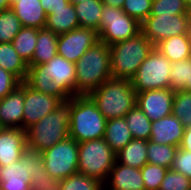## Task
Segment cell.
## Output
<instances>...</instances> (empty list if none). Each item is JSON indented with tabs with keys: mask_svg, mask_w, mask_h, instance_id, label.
I'll list each match as a JSON object with an SVG mask.
<instances>
[{
	"mask_svg": "<svg viewBox=\"0 0 191 190\" xmlns=\"http://www.w3.org/2000/svg\"><path fill=\"white\" fill-rule=\"evenodd\" d=\"M72 98L61 101L57 108L25 130L27 150L41 153L70 137Z\"/></svg>",
	"mask_w": 191,
	"mask_h": 190,
	"instance_id": "obj_1",
	"label": "cell"
},
{
	"mask_svg": "<svg viewBox=\"0 0 191 190\" xmlns=\"http://www.w3.org/2000/svg\"><path fill=\"white\" fill-rule=\"evenodd\" d=\"M76 95H89L102 83L113 78L109 45L98 41L75 63Z\"/></svg>",
	"mask_w": 191,
	"mask_h": 190,
	"instance_id": "obj_2",
	"label": "cell"
},
{
	"mask_svg": "<svg viewBox=\"0 0 191 190\" xmlns=\"http://www.w3.org/2000/svg\"><path fill=\"white\" fill-rule=\"evenodd\" d=\"M89 96L107 120L125 117L137 105V92L128 79L111 78Z\"/></svg>",
	"mask_w": 191,
	"mask_h": 190,
	"instance_id": "obj_3",
	"label": "cell"
},
{
	"mask_svg": "<svg viewBox=\"0 0 191 190\" xmlns=\"http://www.w3.org/2000/svg\"><path fill=\"white\" fill-rule=\"evenodd\" d=\"M154 47L142 32L109 45L113 78L131 80Z\"/></svg>",
	"mask_w": 191,
	"mask_h": 190,
	"instance_id": "obj_4",
	"label": "cell"
},
{
	"mask_svg": "<svg viewBox=\"0 0 191 190\" xmlns=\"http://www.w3.org/2000/svg\"><path fill=\"white\" fill-rule=\"evenodd\" d=\"M107 119L89 95L72 97L70 137L78 143L104 137Z\"/></svg>",
	"mask_w": 191,
	"mask_h": 190,
	"instance_id": "obj_5",
	"label": "cell"
},
{
	"mask_svg": "<svg viewBox=\"0 0 191 190\" xmlns=\"http://www.w3.org/2000/svg\"><path fill=\"white\" fill-rule=\"evenodd\" d=\"M78 173L105 183L116 162V153L103 139L78 143Z\"/></svg>",
	"mask_w": 191,
	"mask_h": 190,
	"instance_id": "obj_6",
	"label": "cell"
},
{
	"mask_svg": "<svg viewBox=\"0 0 191 190\" xmlns=\"http://www.w3.org/2000/svg\"><path fill=\"white\" fill-rule=\"evenodd\" d=\"M171 68L172 62L154 47L131 79L132 86L137 93L170 88Z\"/></svg>",
	"mask_w": 191,
	"mask_h": 190,
	"instance_id": "obj_7",
	"label": "cell"
},
{
	"mask_svg": "<svg viewBox=\"0 0 191 190\" xmlns=\"http://www.w3.org/2000/svg\"><path fill=\"white\" fill-rule=\"evenodd\" d=\"M47 172L40 153L26 150L21 158L0 166V190H31L30 176Z\"/></svg>",
	"mask_w": 191,
	"mask_h": 190,
	"instance_id": "obj_8",
	"label": "cell"
},
{
	"mask_svg": "<svg viewBox=\"0 0 191 190\" xmlns=\"http://www.w3.org/2000/svg\"><path fill=\"white\" fill-rule=\"evenodd\" d=\"M99 41L107 45L135 37L141 32V23L122 9L103 4Z\"/></svg>",
	"mask_w": 191,
	"mask_h": 190,
	"instance_id": "obj_9",
	"label": "cell"
},
{
	"mask_svg": "<svg viewBox=\"0 0 191 190\" xmlns=\"http://www.w3.org/2000/svg\"><path fill=\"white\" fill-rule=\"evenodd\" d=\"M78 142L71 137L40 153L47 173L62 180L78 173Z\"/></svg>",
	"mask_w": 191,
	"mask_h": 190,
	"instance_id": "obj_10",
	"label": "cell"
},
{
	"mask_svg": "<svg viewBox=\"0 0 191 190\" xmlns=\"http://www.w3.org/2000/svg\"><path fill=\"white\" fill-rule=\"evenodd\" d=\"M189 29L188 14L149 15L141 23V32L154 46L164 39L181 34H189Z\"/></svg>",
	"mask_w": 191,
	"mask_h": 190,
	"instance_id": "obj_11",
	"label": "cell"
},
{
	"mask_svg": "<svg viewBox=\"0 0 191 190\" xmlns=\"http://www.w3.org/2000/svg\"><path fill=\"white\" fill-rule=\"evenodd\" d=\"M27 74L50 77L70 97L75 96L76 67L63 56L56 55L46 64L28 65Z\"/></svg>",
	"mask_w": 191,
	"mask_h": 190,
	"instance_id": "obj_12",
	"label": "cell"
},
{
	"mask_svg": "<svg viewBox=\"0 0 191 190\" xmlns=\"http://www.w3.org/2000/svg\"><path fill=\"white\" fill-rule=\"evenodd\" d=\"M98 41L99 34L96 30L79 27L58 36L57 54L76 63Z\"/></svg>",
	"mask_w": 191,
	"mask_h": 190,
	"instance_id": "obj_13",
	"label": "cell"
},
{
	"mask_svg": "<svg viewBox=\"0 0 191 190\" xmlns=\"http://www.w3.org/2000/svg\"><path fill=\"white\" fill-rule=\"evenodd\" d=\"M62 100L51 94L40 93L24 81V109L22 129L25 131L45 115L54 111Z\"/></svg>",
	"mask_w": 191,
	"mask_h": 190,
	"instance_id": "obj_14",
	"label": "cell"
},
{
	"mask_svg": "<svg viewBox=\"0 0 191 190\" xmlns=\"http://www.w3.org/2000/svg\"><path fill=\"white\" fill-rule=\"evenodd\" d=\"M175 91L171 88L145 90L137 93V106L151 120L172 114Z\"/></svg>",
	"mask_w": 191,
	"mask_h": 190,
	"instance_id": "obj_15",
	"label": "cell"
},
{
	"mask_svg": "<svg viewBox=\"0 0 191 190\" xmlns=\"http://www.w3.org/2000/svg\"><path fill=\"white\" fill-rule=\"evenodd\" d=\"M23 109L24 81L14 91L0 99L1 127L22 129Z\"/></svg>",
	"mask_w": 191,
	"mask_h": 190,
	"instance_id": "obj_16",
	"label": "cell"
},
{
	"mask_svg": "<svg viewBox=\"0 0 191 190\" xmlns=\"http://www.w3.org/2000/svg\"><path fill=\"white\" fill-rule=\"evenodd\" d=\"M27 150L26 133L20 128L0 130V166L15 162Z\"/></svg>",
	"mask_w": 191,
	"mask_h": 190,
	"instance_id": "obj_17",
	"label": "cell"
},
{
	"mask_svg": "<svg viewBox=\"0 0 191 190\" xmlns=\"http://www.w3.org/2000/svg\"><path fill=\"white\" fill-rule=\"evenodd\" d=\"M185 126L173 114L152 121L150 141L180 147Z\"/></svg>",
	"mask_w": 191,
	"mask_h": 190,
	"instance_id": "obj_18",
	"label": "cell"
},
{
	"mask_svg": "<svg viewBox=\"0 0 191 190\" xmlns=\"http://www.w3.org/2000/svg\"><path fill=\"white\" fill-rule=\"evenodd\" d=\"M106 190H145L140 169L115 162L104 183Z\"/></svg>",
	"mask_w": 191,
	"mask_h": 190,
	"instance_id": "obj_19",
	"label": "cell"
},
{
	"mask_svg": "<svg viewBox=\"0 0 191 190\" xmlns=\"http://www.w3.org/2000/svg\"><path fill=\"white\" fill-rule=\"evenodd\" d=\"M11 10L19 18L23 27L44 28L47 14L40 0H10Z\"/></svg>",
	"mask_w": 191,
	"mask_h": 190,
	"instance_id": "obj_20",
	"label": "cell"
},
{
	"mask_svg": "<svg viewBox=\"0 0 191 190\" xmlns=\"http://www.w3.org/2000/svg\"><path fill=\"white\" fill-rule=\"evenodd\" d=\"M79 27V20L72 3H69L64 8L53 9V12L46 17L45 28L50 29L57 35Z\"/></svg>",
	"mask_w": 191,
	"mask_h": 190,
	"instance_id": "obj_21",
	"label": "cell"
},
{
	"mask_svg": "<svg viewBox=\"0 0 191 190\" xmlns=\"http://www.w3.org/2000/svg\"><path fill=\"white\" fill-rule=\"evenodd\" d=\"M103 139L115 153L125 147L133 139L125 117L108 119Z\"/></svg>",
	"mask_w": 191,
	"mask_h": 190,
	"instance_id": "obj_22",
	"label": "cell"
},
{
	"mask_svg": "<svg viewBox=\"0 0 191 190\" xmlns=\"http://www.w3.org/2000/svg\"><path fill=\"white\" fill-rule=\"evenodd\" d=\"M172 63L191 57L189 34H181L162 40L155 46Z\"/></svg>",
	"mask_w": 191,
	"mask_h": 190,
	"instance_id": "obj_23",
	"label": "cell"
},
{
	"mask_svg": "<svg viewBox=\"0 0 191 190\" xmlns=\"http://www.w3.org/2000/svg\"><path fill=\"white\" fill-rule=\"evenodd\" d=\"M56 33L47 28H40L32 61L28 65L46 64L57 55Z\"/></svg>",
	"mask_w": 191,
	"mask_h": 190,
	"instance_id": "obj_24",
	"label": "cell"
},
{
	"mask_svg": "<svg viewBox=\"0 0 191 190\" xmlns=\"http://www.w3.org/2000/svg\"><path fill=\"white\" fill-rule=\"evenodd\" d=\"M116 161L129 167L141 169L148 163L147 140L133 138L116 153Z\"/></svg>",
	"mask_w": 191,
	"mask_h": 190,
	"instance_id": "obj_25",
	"label": "cell"
},
{
	"mask_svg": "<svg viewBox=\"0 0 191 190\" xmlns=\"http://www.w3.org/2000/svg\"><path fill=\"white\" fill-rule=\"evenodd\" d=\"M79 20V26L83 28L100 30L103 3L101 0H86L74 4Z\"/></svg>",
	"mask_w": 191,
	"mask_h": 190,
	"instance_id": "obj_26",
	"label": "cell"
},
{
	"mask_svg": "<svg viewBox=\"0 0 191 190\" xmlns=\"http://www.w3.org/2000/svg\"><path fill=\"white\" fill-rule=\"evenodd\" d=\"M0 67L14 74L21 82L26 80L28 65L17 53L12 43H0Z\"/></svg>",
	"mask_w": 191,
	"mask_h": 190,
	"instance_id": "obj_27",
	"label": "cell"
},
{
	"mask_svg": "<svg viewBox=\"0 0 191 190\" xmlns=\"http://www.w3.org/2000/svg\"><path fill=\"white\" fill-rule=\"evenodd\" d=\"M39 28L22 27L11 42L17 53L28 65L34 55Z\"/></svg>",
	"mask_w": 191,
	"mask_h": 190,
	"instance_id": "obj_28",
	"label": "cell"
},
{
	"mask_svg": "<svg viewBox=\"0 0 191 190\" xmlns=\"http://www.w3.org/2000/svg\"><path fill=\"white\" fill-rule=\"evenodd\" d=\"M125 120L133 138L149 140L152 121L136 105L126 115Z\"/></svg>",
	"mask_w": 191,
	"mask_h": 190,
	"instance_id": "obj_29",
	"label": "cell"
},
{
	"mask_svg": "<svg viewBox=\"0 0 191 190\" xmlns=\"http://www.w3.org/2000/svg\"><path fill=\"white\" fill-rule=\"evenodd\" d=\"M179 147L147 141L148 163L171 169Z\"/></svg>",
	"mask_w": 191,
	"mask_h": 190,
	"instance_id": "obj_30",
	"label": "cell"
},
{
	"mask_svg": "<svg viewBox=\"0 0 191 190\" xmlns=\"http://www.w3.org/2000/svg\"><path fill=\"white\" fill-rule=\"evenodd\" d=\"M104 183L94 177L73 174L59 181L58 190H103Z\"/></svg>",
	"mask_w": 191,
	"mask_h": 190,
	"instance_id": "obj_31",
	"label": "cell"
},
{
	"mask_svg": "<svg viewBox=\"0 0 191 190\" xmlns=\"http://www.w3.org/2000/svg\"><path fill=\"white\" fill-rule=\"evenodd\" d=\"M25 82L40 93L54 95L62 101L70 99V97L50 77L41 76V74H27Z\"/></svg>",
	"mask_w": 191,
	"mask_h": 190,
	"instance_id": "obj_32",
	"label": "cell"
},
{
	"mask_svg": "<svg viewBox=\"0 0 191 190\" xmlns=\"http://www.w3.org/2000/svg\"><path fill=\"white\" fill-rule=\"evenodd\" d=\"M19 18L11 9L0 12V43H11L22 28Z\"/></svg>",
	"mask_w": 191,
	"mask_h": 190,
	"instance_id": "obj_33",
	"label": "cell"
},
{
	"mask_svg": "<svg viewBox=\"0 0 191 190\" xmlns=\"http://www.w3.org/2000/svg\"><path fill=\"white\" fill-rule=\"evenodd\" d=\"M191 77V57L172 63L170 71V88L174 91L183 90Z\"/></svg>",
	"mask_w": 191,
	"mask_h": 190,
	"instance_id": "obj_34",
	"label": "cell"
},
{
	"mask_svg": "<svg viewBox=\"0 0 191 190\" xmlns=\"http://www.w3.org/2000/svg\"><path fill=\"white\" fill-rule=\"evenodd\" d=\"M172 114L179 118L185 127L191 125V93L175 91Z\"/></svg>",
	"mask_w": 191,
	"mask_h": 190,
	"instance_id": "obj_35",
	"label": "cell"
},
{
	"mask_svg": "<svg viewBox=\"0 0 191 190\" xmlns=\"http://www.w3.org/2000/svg\"><path fill=\"white\" fill-rule=\"evenodd\" d=\"M188 14L184 0H153L150 15Z\"/></svg>",
	"mask_w": 191,
	"mask_h": 190,
	"instance_id": "obj_36",
	"label": "cell"
},
{
	"mask_svg": "<svg viewBox=\"0 0 191 190\" xmlns=\"http://www.w3.org/2000/svg\"><path fill=\"white\" fill-rule=\"evenodd\" d=\"M167 168L151 163L145 164L141 169L145 190H159Z\"/></svg>",
	"mask_w": 191,
	"mask_h": 190,
	"instance_id": "obj_37",
	"label": "cell"
},
{
	"mask_svg": "<svg viewBox=\"0 0 191 190\" xmlns=\"http://www.w3.org/2000/svg\"><path fill=\"white\" fill-rule=\"evenodd\" d=\"M153 0H125L122 10L142 23L151 12Z\"/></svg>",
	"mask_w": 191,
	"mask_h": 190,
	"instance_id": "obj_38",
	"label": "cell"
},
{
	"mask_svg": "<svg viewBox=\"0 0 191 190\" xmlns=\"http://www.w3.org/2000/svg\"><path fill=\"white\" fill-rule=\"evenodd\" d=\"M191 180L185 175L168 169L159 190H190Z\"/></svg>",
	"mask_w": 191,
	"mask_h": 190,
	"instance_id": "obj_39",
	"label": "cell"
},
{
	"mask_svg": "<svg viewBox=\"0 0 191 190\" xmlns=\"http://www.w3.org/2000/svg\"><path fill=\"white\" fill-rule=\"evenodd\" d=\"M31 190H58L59 180L47 172L30 176Z\"/></svg>",
	"mask_w": 191,
	"mask_h": 190,
	"instance_id": "obj_40",
	"label": "cell"
},
{
	"mask_svg": "<svg viewBox=\"0 0 191 190\" xmlns=\"http://www.w3.org/2000/svg\"><path fill=\"white\" fill-rule=\"evenodd\" d=\"M171 169L185 175L191 180V152L179 147Z\"/></svg>",
	"mask_w": 191,
	"mask_h": 190,
	"instance_id": "obj_41",
	"label": "cell"
},
{
	"mask_svg": "<svg viewBox=\"0 0 191 190\" xmlns=\"http://www.w3.org/2000/svg\"><path fill=\"white\" fill-rule=\"evenodd\" d=\"M21 81L12 73L0 67V99L14 91Z\"/></svg>",
	"mask_w": 191,
	"mask_h": 190,
	"instance_id": "obj_42",
	"label": "cell"
},
{
	"mask_svg": "<svg viewBox=\"0 0 191 190\" xmlns=\"http://www.w3.org/2000/svg\"><path fill=\"white\" fill-rule=\"evenodd\" d=\"M69 3V0H40L47 15L51 14L53 9L64 8Z\"/></svg>",
	"mask_w": 191,
	"mask_h": 190,
	"instance_id": "obj_43",
	"label": "cell"
},
{
	"mask_svg": "<svg viewBox=\"0 0 191 190\" xmlns=\"http://www.w3.org/2000/svg\"><path fill=\"white\" fill-rule=\"evenodd\" d=\"M180 148L191 152V125L186 126L184 129L183 139Z\"/></svg>",
	"mask_w": 191,
	"mask_h": 190,
	"instance_id": "obj_44",
	"label": "cell"
},
{
	"mask_svg": "<svg viewBox=\"0 0 191 190\" xmlns=\"http://www.w3.org/2000/svg\"><path fill=\"white\" fill-rule=\"evenodd\" d=\"M101 2L103 4L109 5V6H113V7H117V8H122L125 0H101Z\"/></svg>",
	"mask_w": 191,
	"mask_h": 190,
	"instance_id": "obj_45",
	"label": "cell"
},
{
	"mask_svg": "<svg viewBox=\"0 0 191 190\" xmlns=\"http://www.w3.org/2000/svg\"><path fill=\"white\" fill-rule=\"evenodd\" d=\"M10 8H11L10 0H0V12Z\"/></svg>",
	"mask_w": 191,
	"mask_h": 190,
	"instance_id": "obj_46",
	"label": "cell"
},
{
	"mask_svg": "<svg viewBox=\"0 0 191 190\" xmlns=\"http://www.w3.org/2000/svg\"><path fill=\"white\" fill-rule=\"evenodd\" d=\"M184 92L191 93V77L190 82H187L186 87L183 89Z\"/></svg>",
	"mask_w": 191,
	"mask_h": 190,
	"instance_id": "obj_47",
	"label": "cell"
},
{
	"mask_svg": "<svg viewBox=\"0 0 191 190\" xmlns=\"http://www.w3.org/2000/svg\"><path fill=\"white\" fill-rule=\"evenodd\" d=\"M189 24L191 26V5L188 7Z\"/></svg>",
	"mask_w": 191,
	"mask_h": 190,
	"instance_id": "obj_48",
	"label": "cell"
},
{
	"mask_svg": "<svg viewBox=\"0 0 191 190\" xmlns=\"http://www.w3.org/2000/svg\"><path fill=\"white\" fill-rule=\"evenodd\" d=\"M82 1H86V0H69V2L72 3V4H76V3H79V2H82Z\"/></svg>",
	"mask_w": 191,
	"mask_h": 190,
	"instance_id": "obj_49",
	"label": "cell"
},
{
	"mask_svg": "<svg viewBox=\"0 0 191 190\" xmlns=\"http://www.w3.org/2000/svg\"><path fill=\"white\" fill-rule=\"evenodd\" d=\"M187 6L189 7L191 5V0H184Z\"/></svg>",
	"mask_w": 191,
	"mask_h": 190,
	"instance_id": "obj_50",
	"label": "cell"
},
{
	"mask_svg": "<svg viewBox=\"0 0 191 190\" xmlns=\"http://www.w3.org/2000/svg\"><path fill=\"white\" fill-rule=\"evenodd\" d=\"M189 36H190V40H191V26H190V29H189Z\"/></svg>",
	"mask_w": 191,
	"mask_h": 190,
	"instance_id": "obj_51",
	"label": "cell"
}]
</instances>
